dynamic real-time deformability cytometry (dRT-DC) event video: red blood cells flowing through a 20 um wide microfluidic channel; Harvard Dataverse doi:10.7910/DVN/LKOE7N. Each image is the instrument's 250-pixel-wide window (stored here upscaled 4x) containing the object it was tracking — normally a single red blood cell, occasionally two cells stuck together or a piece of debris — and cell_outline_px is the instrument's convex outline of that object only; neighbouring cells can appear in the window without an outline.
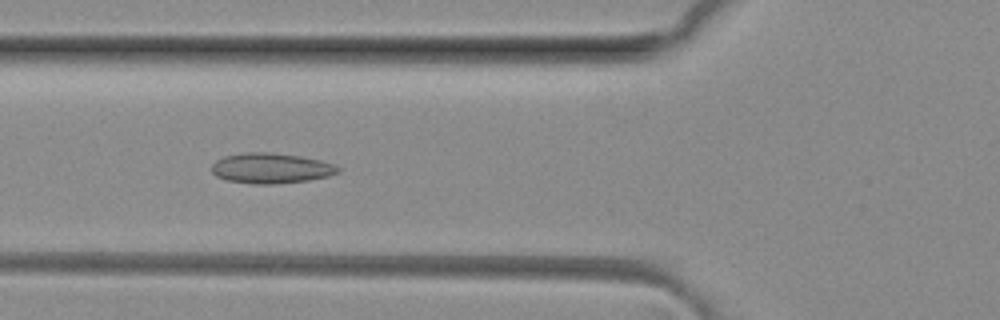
{"species": "common noctule bat (a hibernating species)", "species_latin": "Nyctalus noctula", "temperature_condition": "room temperature", "stored_images_in_passage": 21, "camera_frame_rate_fps": 3000, "um_per_image_px": 0.085, "animal": {"sex": "female", "body_mass_g": 29.2, "forearm_length_mm": 56.3}, "frame": {"image": 1, "passage_image": 12, "time_ms": 3.667, "image_size_px": [1000, 320], "cell_outline_px": [[340, 172], [328, 176], [308, 180], [276, 184], [252, 184], [224, 180], [216, 176], [212, 172], [212, 164], [216, 160], [224, 156], [244, 152], [268, 152], [300, 156], [320, 160], [332, 164], [340, 168]], "centroid_in_image_um": [23.0, 14.3], "position_along_channel_um": 102.8, "area_um2": 22.43}}
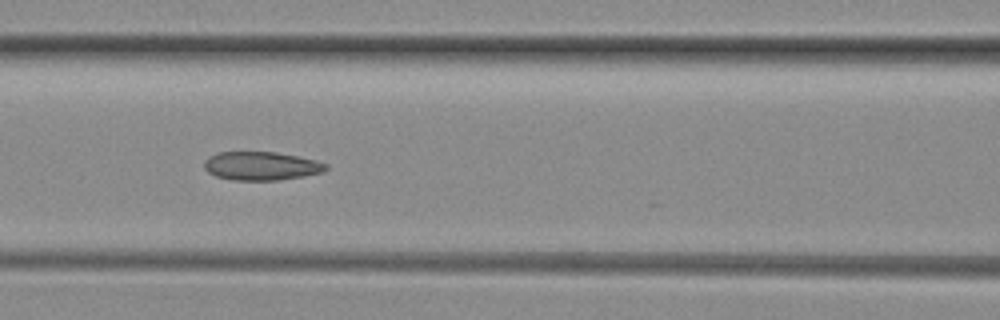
{"frame": {"image": 2, "passage_image": 15, "time_ms": 4.667, "image_size_px": [1000, 320], "cell_outline_px": [[328, 168], [324, 172], [304, 176], [280, 180], [232, 180], [216, 176], [208, 172], [204, 168], [204, 160], [208, 156], [220, 152], [276, 152], [316, 160], [328, 164]], "centroid_in_image_um": [22.21, 14.11], "position_along_channel_um": 144.4, "area_um2": 20.35}}
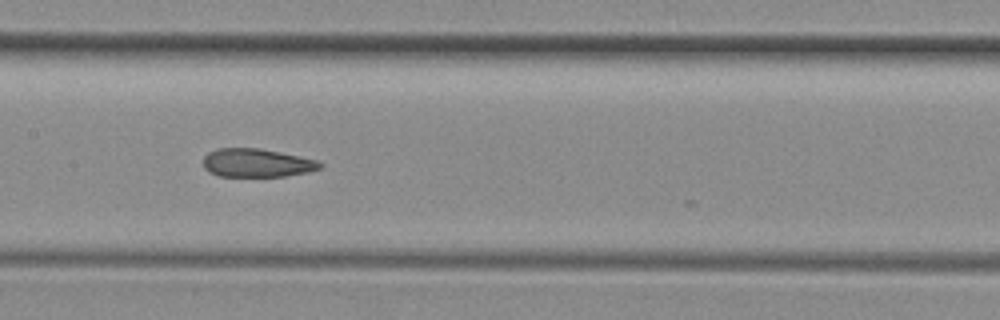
{"frame": {"image": 3, "passage_image": 18, "time_ms": 5.667, "image_size_px": [1000, 320], "cell_outline_px": [[324, 164], [320, 168], [308, 172], [284, 176], [216, 176], [208, 172], [204, 168], [204, 156], [208, 152], [216, 148], [260, 148], [300, 156], [316, 160]], "centroid_in_image_um": [21.8, 13.84], "position_along_channel_um": 185.6, "area_um2": 19.42}}